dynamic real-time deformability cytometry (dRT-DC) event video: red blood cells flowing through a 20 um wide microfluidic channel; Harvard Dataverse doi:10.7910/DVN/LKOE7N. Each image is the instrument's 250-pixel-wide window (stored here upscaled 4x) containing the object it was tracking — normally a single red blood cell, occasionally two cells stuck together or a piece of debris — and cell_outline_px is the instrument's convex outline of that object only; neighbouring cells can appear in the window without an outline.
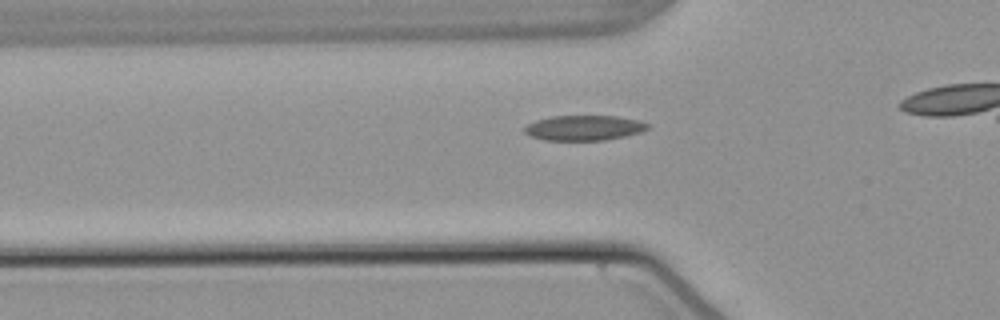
{"species": "common noctule bat (a hibernating species)", "species_latin": "Nyctalus noctula", "temperature_condition": "warm", "stored_images_in_passage": 32, "camera_frame_rate_fps": 3000, "um_per_image_px": 0.085, "animal": {"sex": "male", "body_mass_g": 21.5, "forearm_length_mm": 52.0}, "frame": {"image": 1, "passage_image": 7, "time_ms": 2.0, "image_size_px": [1000, 320], "cell_outline_px": [[648, 128], [640, 132], [624, 136], [604, 140], [544, 140], [532, 136], [524, 132], [524, 128], [528, 124], [536, 120], [552, 116], [616, 116], [636, 120], [648, 124]], "centroid_in_image_um": [49.61, 10.87], "position_along_channel_um": 76.2, "area_um2": 17.74}}
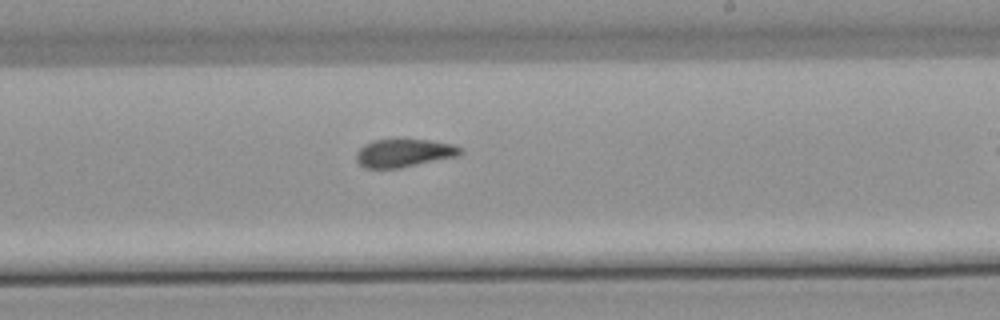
{"frame": {"image": 2, "passage_image": 21, "time_ms": 6.667, "image_size_px": [1000, 320], "cell_outline_px": [[464, 152], [456, 156], [400, 168], [364, 168], [356, 160], [356, 152], [364, 144], [372, 140], [400, 136], [456, 144], [464, 148]], "centroid_in_image_um": [34.34, 12.95], "position_along_channel_um": 254.7, "area_um2": 17.86}}
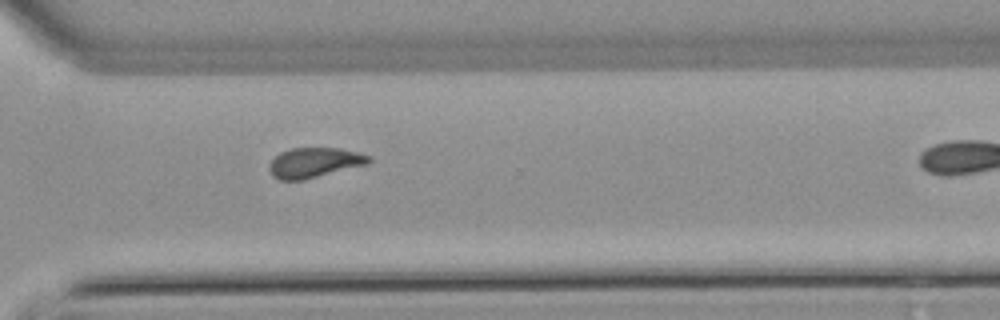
{"frame": {"image": 3, "passage_image": 28, "time_ms": 9.0, "image_size_px": [1000, 320], "cell_outline_px": [[372, 160], [368, 164], [304, 180], [280, 180], [272, 176], [268, 168], [268, 164], [280, 152], [292, 148], [336, 148], [356, 152], [372, 156]], "centroid_in_image_um": [26.71, 13.83], "position_along_channel_um": 343.9, "area_um2": 17.46}}